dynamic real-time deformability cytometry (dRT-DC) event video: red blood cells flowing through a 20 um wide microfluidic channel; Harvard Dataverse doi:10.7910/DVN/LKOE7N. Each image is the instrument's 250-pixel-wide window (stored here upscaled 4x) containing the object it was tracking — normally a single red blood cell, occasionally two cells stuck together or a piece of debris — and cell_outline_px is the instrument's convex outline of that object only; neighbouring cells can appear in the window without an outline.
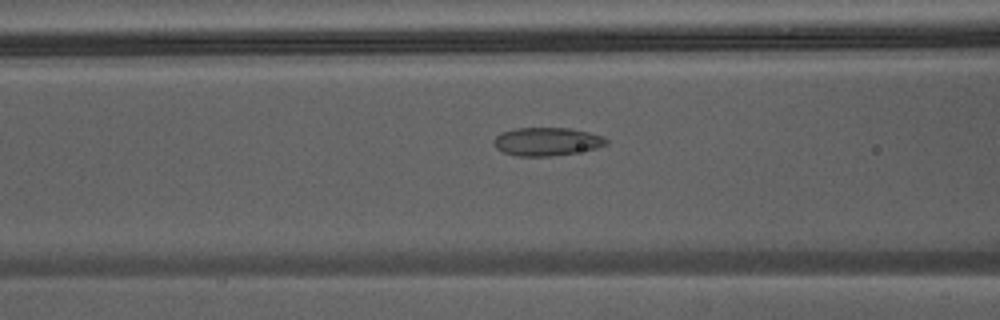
{"species": "Egyptian fruit bat (a non-hibernating species)", "species_latin": "Rousettus aegyptiacus", "temperature_condition": "warm", "stored_images_in_passage": 36, "camera_frame_rate_fps": 3000, "um_per_image_px": 0.085, "animal": {"sex": "male"}, "frame": {"image": 1, "passage_image": 9, "time_ms": 2.667, "image_size_px": [1000, 320], "cell_outline_px": [[608, 144], [596, 148], [552, 156], [516, 156], [504, 152], [496, 148], [492, 140], [500, 132], [516, 128], [568, 128], [588, 132], [604, 136], [608, 140]], "centroid_in_image_um": [46.46, 12.03], "position_along_channel_um": 120.1, "area_um2": 18.5}}
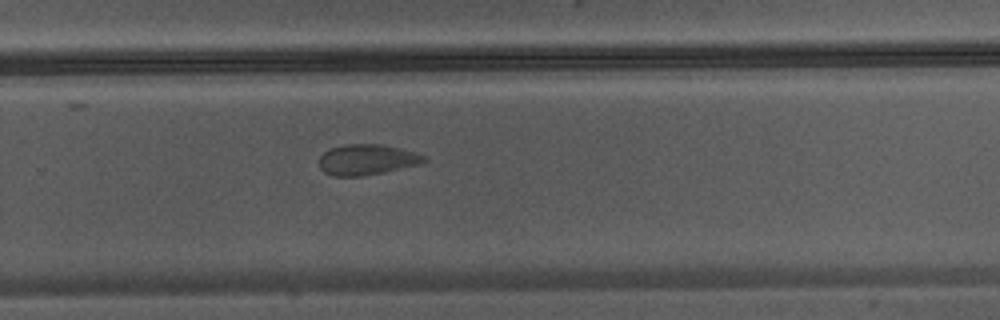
{"frame": {"image": 2, "passage_image": 21, "time_ms": 6.667, "image_size_px": [1000, 320], "cell_outline_px": [[428, 160], [420, 164], [384, 172], [360, 176], [332, 176], [324, 172], [320, 168], [320, 156], [324, 152], [332, 148], [344, 144], [380, 144], [400, 148], [416, 152], [424, 156]], "centroid_in_image_um": [31.19, 13.57], "position_along_channel_um": 298.6, "area_um2": 18.67}}
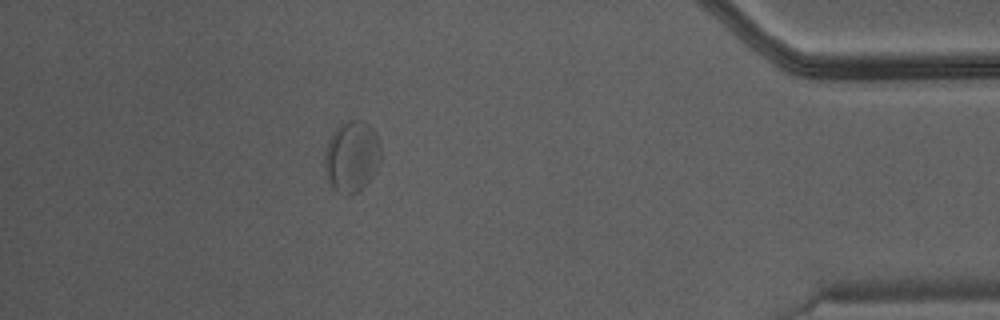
{"frame": {"image": 3, "passage_image": 31, "time_ms": 10.0, "image_size_px": [1000, 320], "cell_outline_px": [[380, 160], [372, 176], [356, 192], [340, 192], [332, 188], [328, 184], [324, 172], [324, 156], [328, 140], [332, 132], [340, 124], [348, 120], [364, 120], [376, 132], [380, 144]], "centroid_in_image_um": [29.87, 13.25], "position_along_channel_um": 405.3, "area_um2": 23.24}}